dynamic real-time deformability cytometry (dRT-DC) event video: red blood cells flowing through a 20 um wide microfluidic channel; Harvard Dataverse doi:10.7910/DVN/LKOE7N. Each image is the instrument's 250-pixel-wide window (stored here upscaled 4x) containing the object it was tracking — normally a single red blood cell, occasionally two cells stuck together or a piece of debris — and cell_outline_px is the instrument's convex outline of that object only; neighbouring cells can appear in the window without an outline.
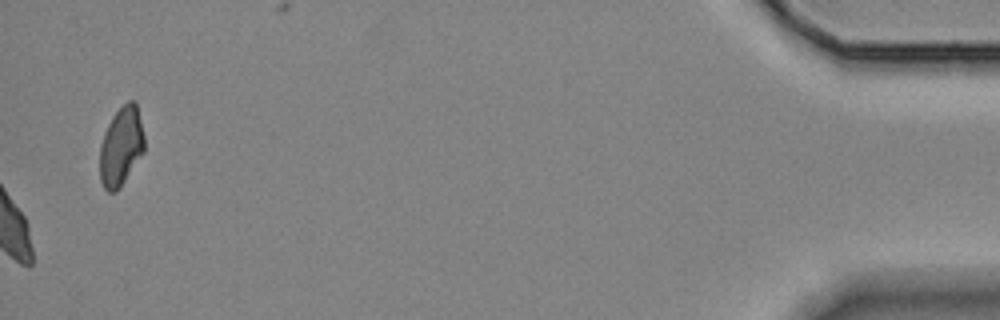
{"species": "Egyptian fruit bat (a non-hibernating species)", "species_latin": "Rousettus aegyptiacus", "temperature_condition": "room temperature", "stored_images_in_passage": 44, "camera_frame_rate_fps": 3000, "um_per_image_px": 0.085, "animal": {"sex": "female"}, "frame": {"image": 1, "passage_image": 44, "time_ms": 14.333, "image_size_px": [1000, 320], "cell_outline_px": [[144, 152], [120, 188], [116, 192], [108, 192], [104, 188], [100, 180], [100, 144], [104, 132], [112, 116], [128, 100], [136, 100], [144, 136]], "centroid_in_image_um": [10.29, 12.45], "position_along_channel_um": 424.9, "area_um2": 20.63}}